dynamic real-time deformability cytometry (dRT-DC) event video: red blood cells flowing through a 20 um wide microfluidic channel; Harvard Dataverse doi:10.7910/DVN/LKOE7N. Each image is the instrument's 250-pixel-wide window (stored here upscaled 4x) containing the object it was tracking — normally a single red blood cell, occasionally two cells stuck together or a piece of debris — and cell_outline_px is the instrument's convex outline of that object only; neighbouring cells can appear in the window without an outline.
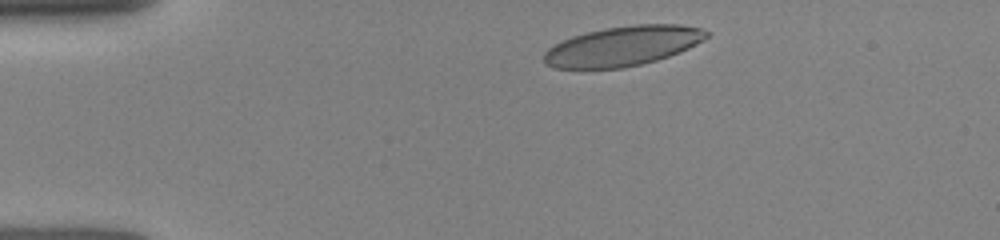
{"species": "human", "species_latin": "Homo sapiens", "temperature_condition": "room temperature", "stored_images_in_passage": 32, "camera_frame_rate_fps": 3000, "um_per_image_px": 0.085, "donor": {"sex": "female"}, "frame": {"image": 1, "passage_image": 1, "time_ms": 0.0, "image_size_px": [1000, 240], "cell_outline_px": [[708, 36], [696, 44], [680, 52], [656, 60], [624, 68], [552, 68], [544, 64], [544, 52], [548, 48], [572, 36], [604, 28], [636, 24], [680, 24], [700, 28], [708, 32]], "centroid_in_image_um": [52.93, 3.91], "position_along_channel_um": 32.1, "area_um2": 37.45}}
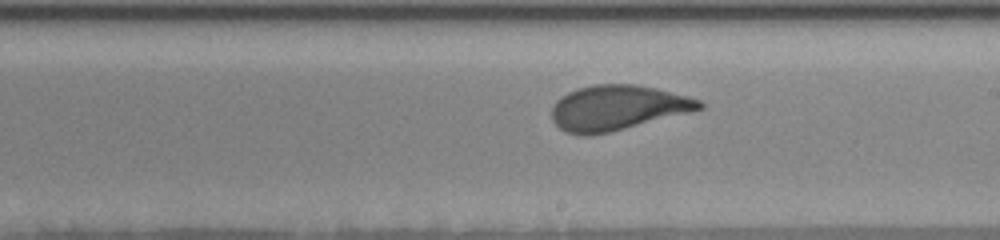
{"frame": {"image": 2, "passage_image": 18, "time_ms": 6.333, "image_size_px": [1000, 240], "cell_outline_px": [[704, 108], [608, 132], [588, 136], [580, 136], [564, 132], [552, 120], [552, 108], [556, 100], [568, 92], [576, 88], [596, 84], [636, 84], [656, 88], [688, 96], [700, 100], [704, 104]], "centroid_in_image_um": [52.44, 9.15], "position_along_channel_um": 236.6, "area_um2": 38.49}}
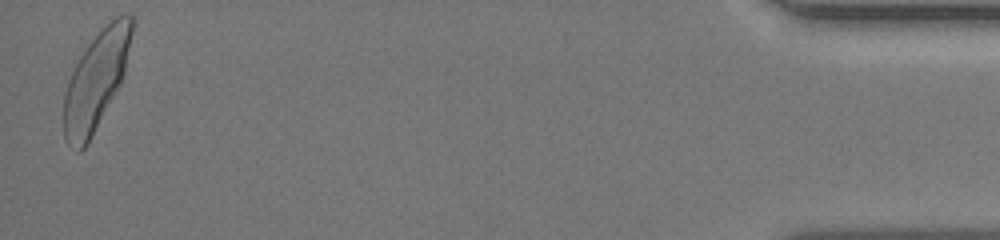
{"frame": {"image": 3, "passage_image": 32, "time_ms": 13.0, "image_size_px": [1000, 240], "cell_outline_px": [[136, 20], [124, 76], [120, 84], [88, 144], [80, 152], [76, 152], [64, 140], [64, 92], [68, 80], [80, 56], [88, 44], [116, 16], [124, 12], [132, 16]], "centroid_in_image_um": [8.19, 6.84], "position_along_channel_um": 427.0, "area_um2": 38.96}}